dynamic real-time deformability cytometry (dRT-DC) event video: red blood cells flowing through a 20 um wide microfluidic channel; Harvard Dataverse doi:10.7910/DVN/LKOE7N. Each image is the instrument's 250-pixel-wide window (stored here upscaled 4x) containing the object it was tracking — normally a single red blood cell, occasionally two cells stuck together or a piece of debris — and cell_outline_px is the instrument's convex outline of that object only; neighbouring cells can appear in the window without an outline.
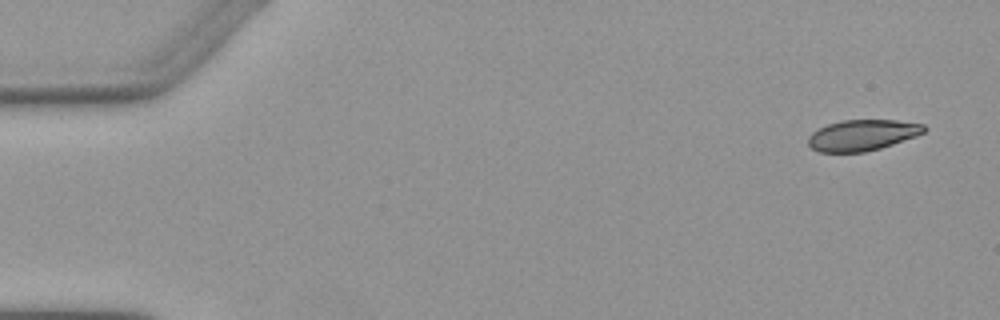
{"species": "Egyptian fruit bat (a non-hibernating species)", "species_latin": "Rousettus aegyptiacus", "temperature_condition": "warm", "stored_images_in_passage": 3, "camera_frame_rate_fps": 3000, "um_per_image_px": 0.085, "animal": {"sex": "female"}, "frame": {"image": 1, "passage_image": 1, "time_ms": 0.0, "image_size_px": [1000, 320], "cell_outline_px": [[928, 128], [924, 132], [916, 136], [880, 148], [864, 152], [820, 152], [812, 148], [808, 144], [808, 136], [812, 132], [828, 124], [840, 120], [896, 120], [924, 124]], "centroid_in_image_um": [73.3, 11.48], "position_along_channel_um": 11.7, "area_um2": 20.87}}
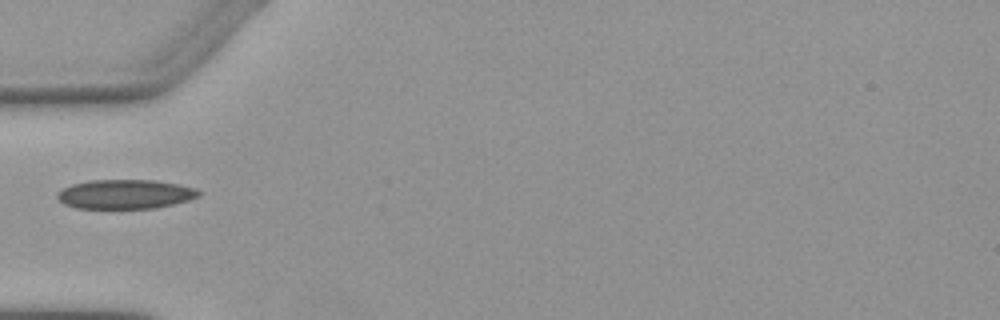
{"frame": {"image": 2, "passage_image": 3, "time_ms": 5.0, "image_size_px": [1000, 320], "cell_outline_px": [[200, 196], [188, 200], [156, 208], [76, 208], [64, 204], [56, 196], [56, 192], [72, 184], [88, 180], [156, 180], [196, 188], [200, 192]], "centroid_in_image_um": [10.62, 16.5], "position_along_channel_um": 74.4, "area_um2": 24.1}}